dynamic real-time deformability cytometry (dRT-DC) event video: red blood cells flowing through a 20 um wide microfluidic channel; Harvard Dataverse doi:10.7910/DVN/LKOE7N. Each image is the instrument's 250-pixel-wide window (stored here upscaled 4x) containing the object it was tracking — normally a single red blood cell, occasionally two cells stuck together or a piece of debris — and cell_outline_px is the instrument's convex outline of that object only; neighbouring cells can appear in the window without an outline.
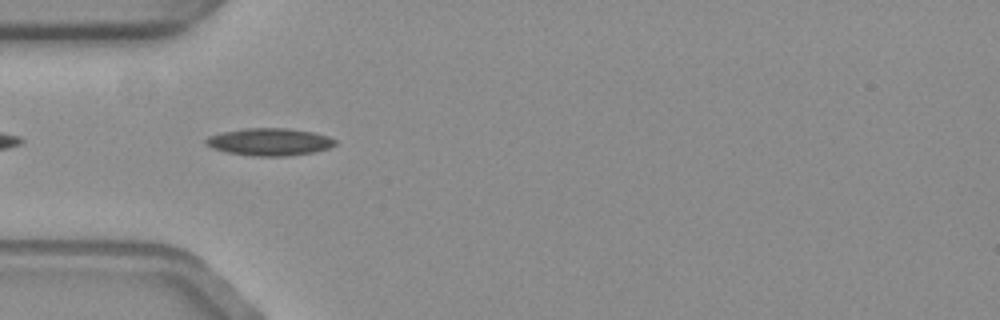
{"species": "common noctule bat (a hibernating species)", "species_latin": "Nyctalus noctula", "temperature_condition": "warm", "stored_images_in_passage": 13, "camera_frame_rate_fps": 3000, "um_per_image_px": 0.085, "animal": {"sex": "female", "body_mass_g": 19.3, "forearm_length_mm": 54.1}, "frame": {"image": 1, "passage_image": 3, "time_ms": 0.667, "image_size_px": [1000, 320], "cell_outline_px": [[336, 144], [328, 148], [316, 152], [288, 156], [252, 156], [228, 152], [212, 148], [204, 144], [204, 140], [208, 136], [224, 132], [244, 128], [284, 128], [312, 132], [328, 136], [336, 140]], "centroid_in_image_um": [22.9, 12.06], "position_along_channel_um": 62.1, "area_um2": 20.63}}
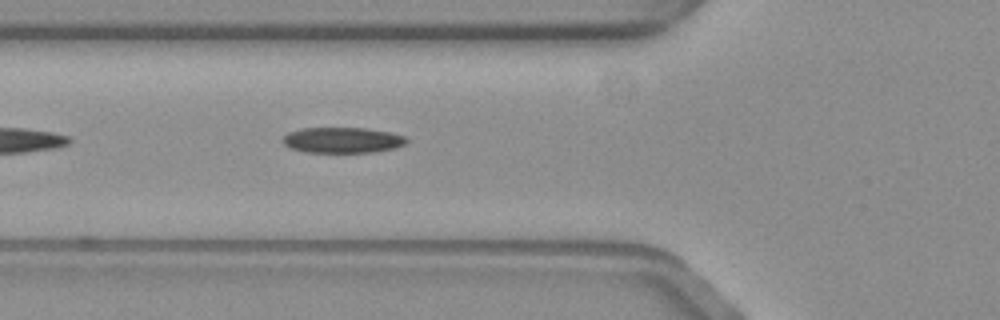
{"frame": {"image": 2, "passage_image": 6, "time_ms": 1.667, "image_size_px": [1000, 320], "cell_outline_px": [[408, 140], [404, 144], [396, 148], [376, 152], [304, 152], [292, 148], [284, 144], [280, 140], [288, 132], [300, 128], [364, 128], [388, 132], [404, 136]], "centroid_in_image_um": [29.08, 11.91], "position_along_channel_um": 96.7, "area_um2": 18.5}}
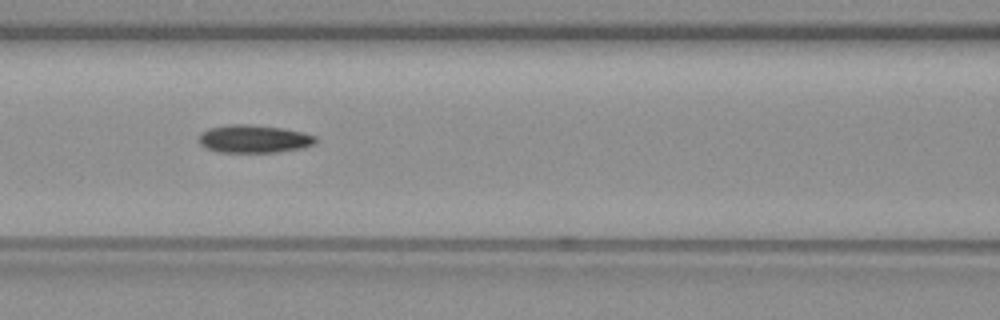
{"frame": {"image": 3, "passage_image": 10, "time_ms": 3.0, "image_size_px": [1000, 320], "cell_outline_px": [[316, 140], [312, 144], [300, 148], [276, 152], [216, 152], [204, 148], [200, 144], [200, 132], [208, 128], [228, 124], [248, 124], [284, 128], [316, 136]], "centroid_in_image_um": [21.51, 11.8], "position_along_channel_um": 145.1, "area_um2": 18.96}}